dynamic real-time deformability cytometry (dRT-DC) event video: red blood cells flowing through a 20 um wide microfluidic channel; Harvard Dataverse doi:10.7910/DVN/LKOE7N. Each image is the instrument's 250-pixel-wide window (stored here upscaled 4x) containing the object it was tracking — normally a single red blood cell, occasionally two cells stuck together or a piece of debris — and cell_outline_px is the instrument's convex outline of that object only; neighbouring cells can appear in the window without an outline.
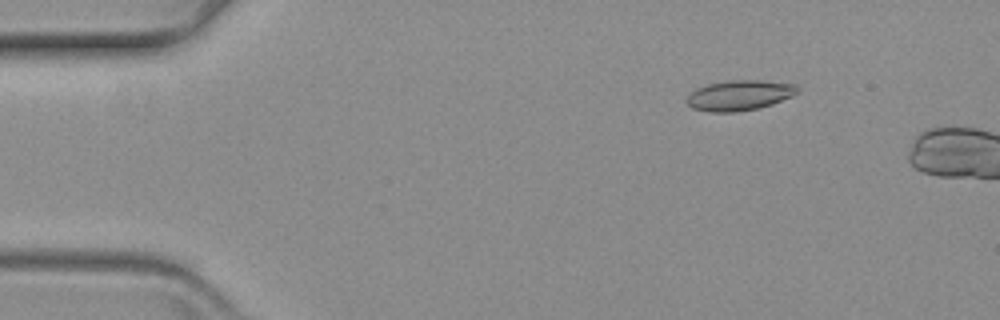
{"species": "common noctule bat (a hibernating species)", "species_latin": "Nyctalus noctula", "temperature_condition": "warm", "stored_images_in_passage": 9, "camera_frame_rate_fps": 3000, "um_per_image_px": 0.085, "animal": {"sex": "female", "body_mass_g": 19.3, "forearm_length_mm": 54.1}, "frame": {"image": 1, "passage_image": 2, "time_ms": 0.333, "image_size_px": [1000, 320], "cell_outline_px": [[800, 92], [792, 96], [772, 104], [760, 108], [736, 112], [708, 112], [692, 108], [688, 104], [688, 96], [696, 88], [708, 84], [728, 80], [760, 80], [796, 84], [800, 88]], "centroid_in_image_um": [62.9, 8.1], "position_along_channel_um": 22.1, "area_um2": 19.65}}